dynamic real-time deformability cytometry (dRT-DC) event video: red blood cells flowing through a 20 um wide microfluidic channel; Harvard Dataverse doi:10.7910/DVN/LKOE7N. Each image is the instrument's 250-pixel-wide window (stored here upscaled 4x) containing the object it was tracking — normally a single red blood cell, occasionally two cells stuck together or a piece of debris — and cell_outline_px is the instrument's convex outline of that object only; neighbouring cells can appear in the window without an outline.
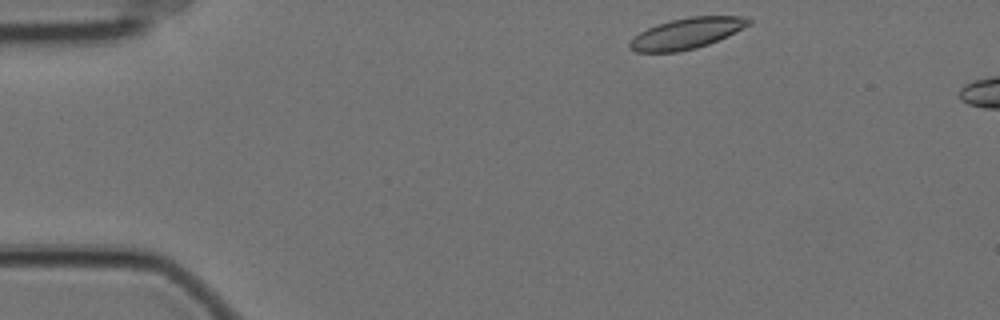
{"species": "Egyptian fruit bat (a non-hibernating species)", "species_latin": "Rousettus aegyptiacus", "temperature_condition": "cold", "stored_images_in_passage": 8, "camera_frame_rate_fps": 3000, "um_per_image_px": 0.085, "animal": {"sex": "female"}, "frame": {"image": 1, "passage_image": 1, "time_ms": 0.0, "image_size_px": [1000, 320], "cell_outline_px": [[752, 24], [728, 36], [708, 44], [696, 48], [676, 52], [636, 52], [628, 48], [628, 44], [640, 32], [656, 24], [672, 20], [692, 16], [744, 16], [752, 20]], "centroid_in_image_um": [58.4, 2.83], "position_along_channel_um": 26.6, "area_um2": 21.39}}